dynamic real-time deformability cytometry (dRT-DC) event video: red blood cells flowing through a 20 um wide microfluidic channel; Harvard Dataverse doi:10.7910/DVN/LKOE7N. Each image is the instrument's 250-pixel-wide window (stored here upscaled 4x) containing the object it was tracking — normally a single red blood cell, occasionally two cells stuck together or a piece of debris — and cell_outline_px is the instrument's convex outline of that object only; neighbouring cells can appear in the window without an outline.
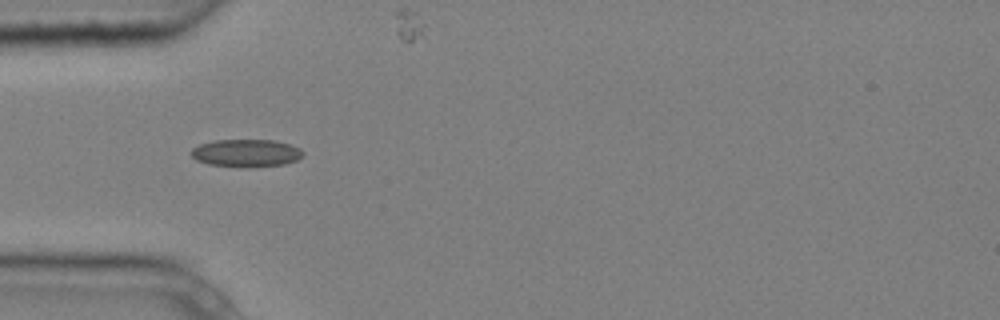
{"species": "common noctule bat (a hibernating species)", "species_latin": "Nyctalus noctula", "temperature_condition": "cold", "stored_images_in_passage": 6, "camera_frame_rate_fps": 3000, "um_per_image_px": 0.085, "animal": {"sex": "male", "body_mass_g": 20.4}, "frame": {"image": 1, "passage_image": 1, "time_ms": 0.0, "image_size_px": [1000, 320], "cell_outline_px": [[304, 152], [296, 160], [284, 164], [248, 168], [208, 164], [196, 160], [192, 156], [192, 148], [200, 144], [212, 140], [272, 140], [288, 144], [300, 148]], "centroid_in_image_um": [20.9, 13.01], "position_along_channel_um": 64.1, "area_um2": 17.98}}
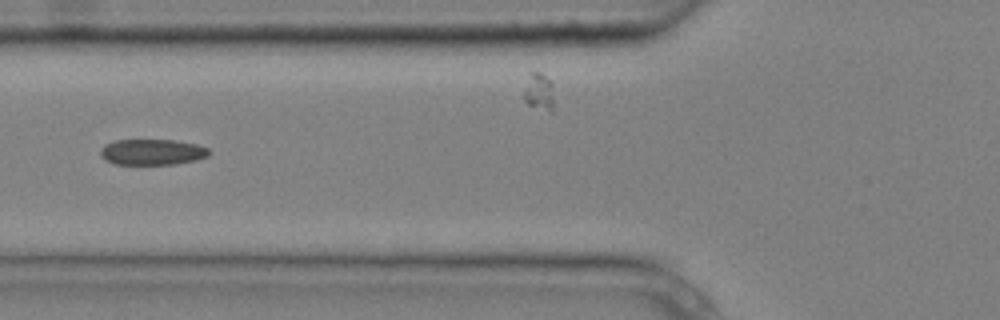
{"frame": {"image": 2, "passage_image": 2, "time_ms": 0.333, "image_size_px": [1000, 320], "cell_outline_px": [[212, 152], [208, 156], [196, 160], [176, 164], [116, 164], [104, 160], [100, 156], [100, 152], [104, 144], [116, 140], [176, 140], [196, 144], [208, 148]], "centroid_in_image_um": [12.95, 12.92], "position_along_channel_um": 112.9, "area_um2": 16.47}}
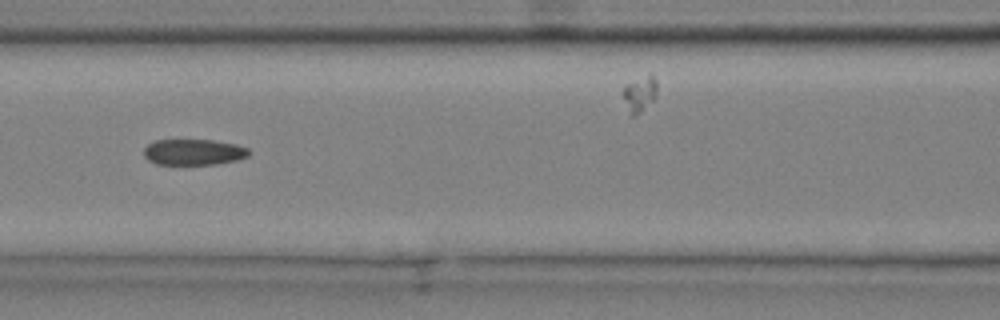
{"frame": {"image": 3, "passage_image": 3, "time_ms": 0.667, "image_size_px": [1000, 320], "cell_outline_px": [[252, 152], [248, 156], [236, 160], [216, 164], [156, 164], [148, 160], [144, 156], [144, 148], [148, 144], [156, 140], [212, 140], [236, 144], [248, 148]], "centroid_in_image_um": [16.47, 12.92], "position_along_channel_um": 150.1, "area_um2": 15.9}}